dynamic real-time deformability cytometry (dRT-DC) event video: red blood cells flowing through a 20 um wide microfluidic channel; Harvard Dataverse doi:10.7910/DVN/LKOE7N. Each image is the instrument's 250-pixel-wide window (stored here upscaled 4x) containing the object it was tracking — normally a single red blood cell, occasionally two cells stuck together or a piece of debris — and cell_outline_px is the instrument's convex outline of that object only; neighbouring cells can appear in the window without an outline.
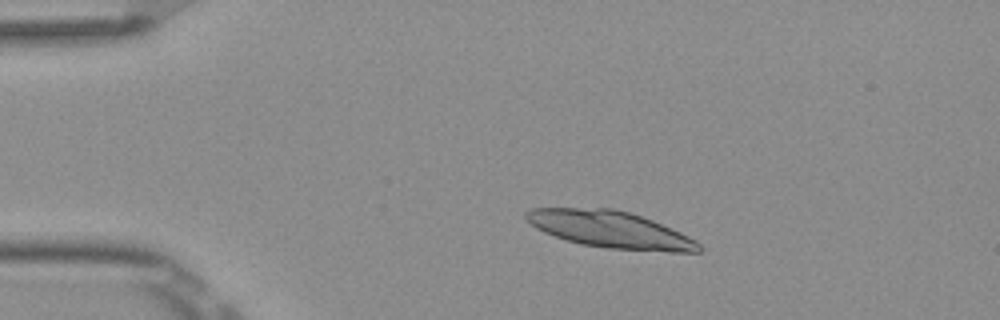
{"species": "Egyptian fruit bat (a non-hibernating species)", "species_latin": "Rousettus aegyptiacus", "temperature_condition": "room temperature", "stored_images_in_passage": 4, "camera_frame_rate_fps": 3000, "um_per_image_px": 0.085, "frame": {"image": 1, "passage_image": 3, "time_ms": 0.667, "image_size_px": [1000, 320], "cell_outline_px": [[704, 248], [700, 252], [672, 252], [608, 248], [580, 244], [544, 232], [536, 228], [524, 216], [524, 212], [532, 208], [612, 208], [628, 212], [652, 220], [680, 232], [696, 240]], "centroid_in_image_um": [51.9, 19.51], "position_along_channel_um": 33.1, "area_um2": 36.82}}